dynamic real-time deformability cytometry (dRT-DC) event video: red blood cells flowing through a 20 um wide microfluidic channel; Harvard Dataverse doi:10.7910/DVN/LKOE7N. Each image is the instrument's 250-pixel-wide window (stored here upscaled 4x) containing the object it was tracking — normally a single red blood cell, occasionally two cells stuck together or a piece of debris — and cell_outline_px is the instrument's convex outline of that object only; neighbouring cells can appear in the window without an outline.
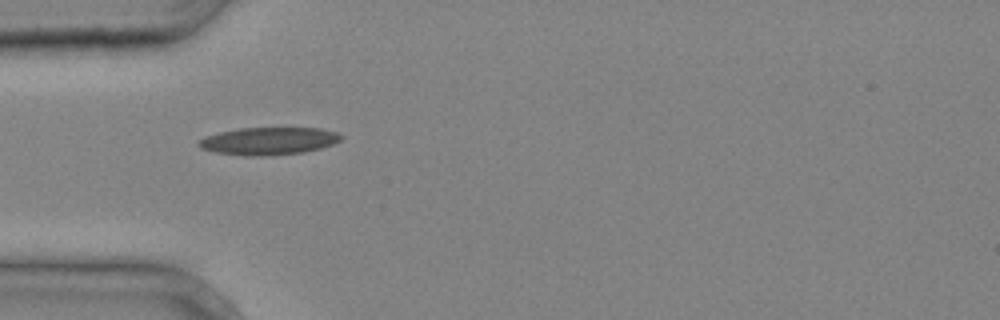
{"species": "common noctule bat (a hibernating species)", "species_latin": "Nyctalus noctula", "temperature_condition": "cold", "stored_images_in_passage": 2, "camera_frame_rate_fps": 3000, "um_per_image_px": 0.085, "animal": {"sex": "male", "body_mass_g": 20.4}, "frame": {"image": 1, "passage_image": 2, "time_ms": 0.333, "image_size_px": [1000, 320], "cell_outline_px": [[344, 136], [340, 140], [332, 144], [320, 148], [304, 152], [260, 156], [248, 156], [216, 152], [200, 148], [196, 144], [204, 136], [220, 132], [240, 128], [320, 128], [336, 132]], "centroid_in_image_um": [22.82, 11.98], "position_along_channel_um": 62.2, "area_um2": 22.72}}